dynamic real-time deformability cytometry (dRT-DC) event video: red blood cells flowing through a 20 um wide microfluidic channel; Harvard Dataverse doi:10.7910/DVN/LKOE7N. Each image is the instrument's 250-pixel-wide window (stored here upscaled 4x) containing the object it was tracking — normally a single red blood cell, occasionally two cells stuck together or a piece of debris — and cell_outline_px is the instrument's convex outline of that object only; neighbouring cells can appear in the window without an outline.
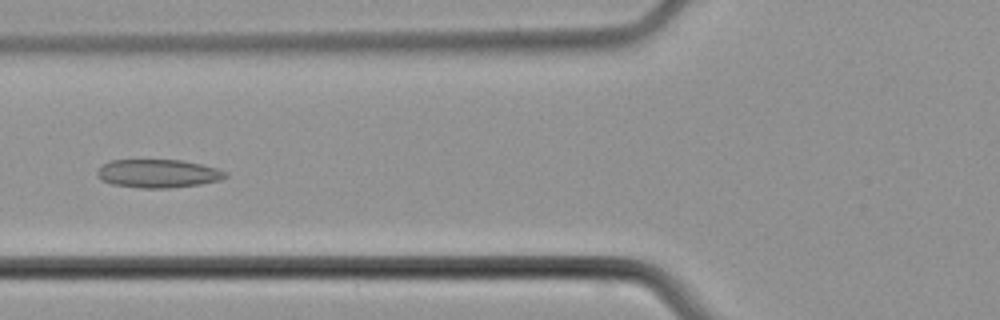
{"species": "common noctule bat (a hibernating species)", "species_latin": "Nyctalus noctula", "temperature_condition": "cold", "stored_images_in_passage": 48, "camera_frame_rate_fps": 3000, "um_per_image_px": 0.085, "animal": {"sex": "male", "body_mass_g": 21.5, "forearm_length_mm": 52.0}, "frame": {"image": 1, "passage_image": 18, "time_ms": 5.667, "image_size_px": [1000, 320], "cell_outline_px": [[228, 176], [220, 180], [200, 184], [168, 188], [140, 188], [112, 184], [100, 180], [96, 172], [108, 160], [180, 160], [200, 164], [216, 168], [228, 172]], "centroid_in_image_um": [13.43, 14.75], "position_along_channel_um": 112.4, "area_um2": 21.15}}
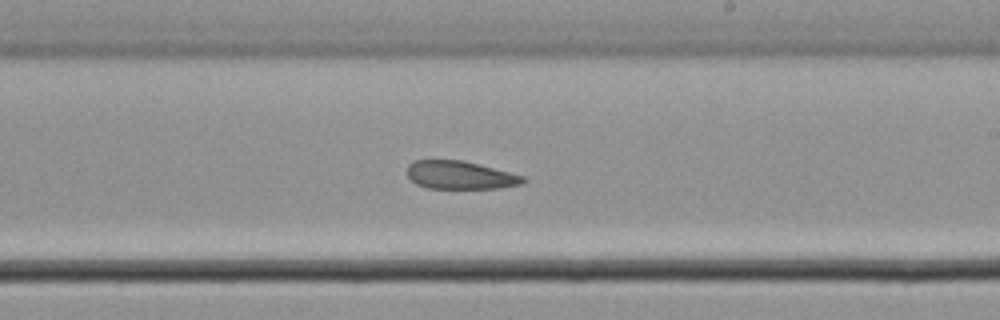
{"frame": {"image": 2, "passage_image": 28, "time_ms": 9.0, "image_size_px": [1000, 320], "cell_outline_px": [[528, 180], [520, 184], [500, 188], [428, 188], [416, 184], [408, 176], [408, 164], [412, 160], [464, 160], [524, 176]], "centroid_in_image_um": [39.11, 14.88], "position_along_channel_um": 249.9, "area_um2": 18.96}}
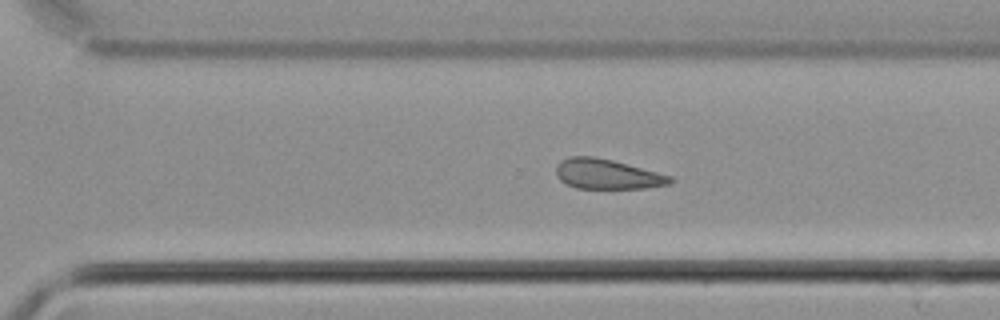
{"frame": {"image": 3, "passage_image": 33, "time_ms": 10.667, "image_size_px": [1000, 320], "cell_outline_px": [[676, 180], [672, 184], [644, 188], [576, 188], [560, 180], [556, 176], [556, 164], [560, 160], [568, 156], [592, 156], [612, 160], [672, 176]], "centroid_in_image_um": [51.61, 14.8], "position_along_channel_um": 319.0, "area_um2": 20.0}}